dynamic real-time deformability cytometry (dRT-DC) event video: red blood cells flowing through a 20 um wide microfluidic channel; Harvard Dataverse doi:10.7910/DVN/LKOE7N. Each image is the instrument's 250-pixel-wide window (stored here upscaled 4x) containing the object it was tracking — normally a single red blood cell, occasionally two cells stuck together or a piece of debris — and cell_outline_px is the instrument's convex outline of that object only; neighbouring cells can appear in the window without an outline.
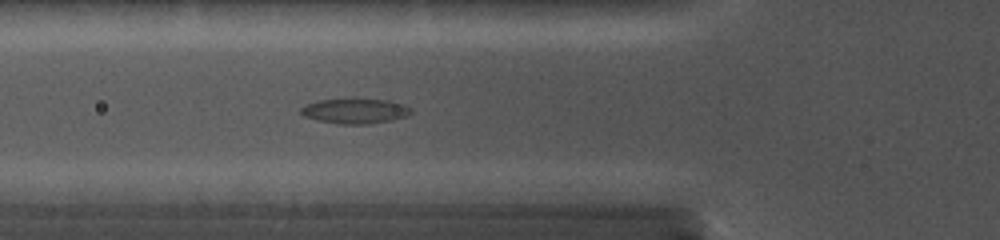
{"species": "common noctule bat (a hibernating species)", "species_latin": "Nyctalus noctula", "temperature_condition": "cold", "stored_images_in_passage": 13, "camera_frame_rate_fps": 5000, "um_per_image_px": 0.085, "animal": {"sex": "female", "body_mass_g": 19.0, "forearm_length_mm": 56.7}, "frame": {"image": 1, "passage_image": 5, "time_ms": 2.4, "image_size_px": [1000, 240], "cell_outline_px": [[412, 112], [404, 116], [388, 120], [368, 124], [340, 124], [320, 120], [304, 116], [300, 112], [300, 108], [308, 104], [324, 100], [384, 100], [404, 104], [412, 108]], "centroid_in_image_um": [30.19, 9.45], "position_along_channel_um": 95.6, "area_um2": 15.37}}
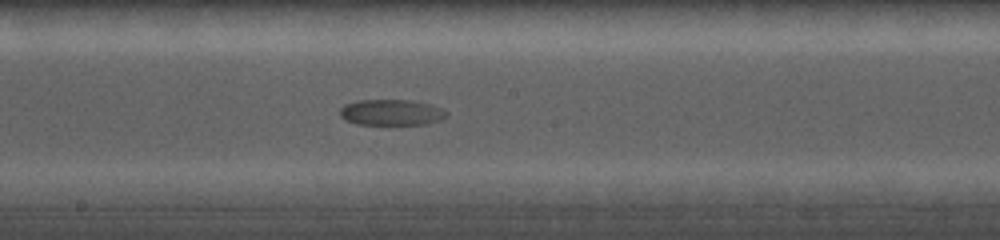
{"frame": {"image": 2, "passage_image": 11, "time_ms": 5.8, "image_size_px": [1000, 240], "cell_outline_px": [[448, 116], [440, 120], [428, 124], [356, 124], [344, 120], [340, 116], [340, 108], [344, 104], [360, 100], [412, 100], [428, 104], [440, 108], [448, 112]], "centroid_in_image_um": [33.25, 9.56], "position_along_channel_um": 214.9, "area_um2": 16.13}}
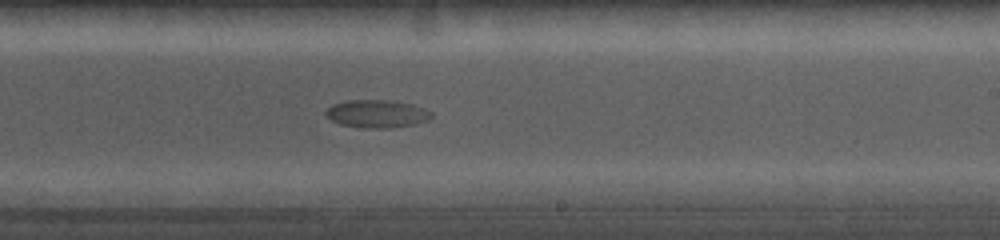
{"frame": {"image": 3, "passage_image": 13, "time_ms": 7.0, "image_size_px": [1000, 240], "cell_outline_px": [[432, 116], [428, 120], [412, 124], [392, 128], [364, 128], [340, 124], [332, 120], [324, 112], [332, 104], [348, 100], [388, 100], [412, 104], [424, 108], [432, 112]], "centroid_in_image_um": [32.04, 9.67], "position_along_channel_um": 257.0, "area_um2": 17.05}}